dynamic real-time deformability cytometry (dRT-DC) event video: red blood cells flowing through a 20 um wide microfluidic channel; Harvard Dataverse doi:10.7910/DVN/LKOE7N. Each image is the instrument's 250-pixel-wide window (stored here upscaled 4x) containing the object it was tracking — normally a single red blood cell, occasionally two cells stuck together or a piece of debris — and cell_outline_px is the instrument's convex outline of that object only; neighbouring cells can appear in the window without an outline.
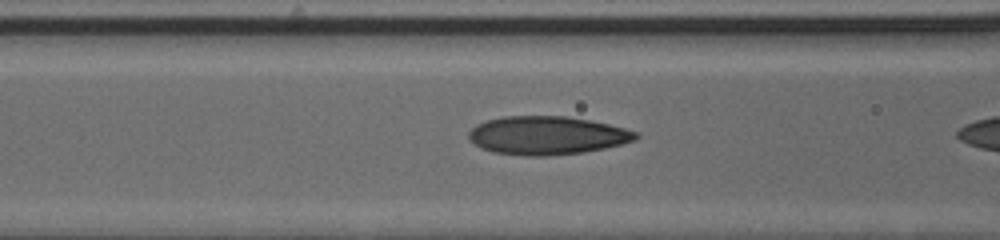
{"species": "human", "species_latin": "Homo sapiens", "temperature_condition": "cold", "stored_images_in_passage": 23, "camera_frame_rate_fps": 3000, "um_per_image_px": 0.085, "donor": {"sex": "male"}, "frame": {"image": 1, "passage_image": 21, "time_ms": 6.667, "image_size_px": [1000, 240], "cell_outline_px": [[640, 136], [636, 140], [604, 148], [584, 152], [548, 156], [528, 156], [492, 152], [476, 144], [468, 136], [468, 132], [476, 124], [484, 120], [504, 116], [568, 116], [608, 124], [640, 132]], "centroid_in_image_um": [46.51, 11.5], "position_along_channel_um": 120.1, "area_um2": 37.4}}